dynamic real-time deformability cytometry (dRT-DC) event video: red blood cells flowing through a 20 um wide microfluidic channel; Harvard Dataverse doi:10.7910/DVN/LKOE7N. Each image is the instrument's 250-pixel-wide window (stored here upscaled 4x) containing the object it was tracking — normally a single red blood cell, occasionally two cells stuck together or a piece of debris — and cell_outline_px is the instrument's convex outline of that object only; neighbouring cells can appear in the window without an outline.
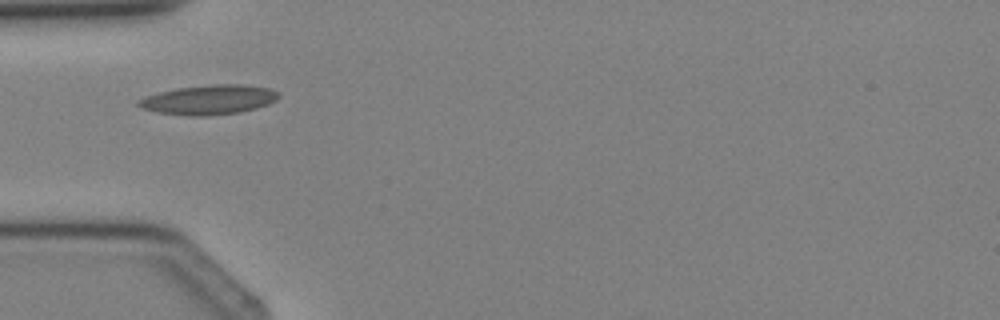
{"species": "Egyptian fruit bat (a non-hibernating species)", "species_latin": "Rousettus aegyptiacus", "temperature_condition": "cold", "stored_images_in_passage": 3, "camera_frame_rate_fps": 3000, "um_per_image_px": 0.085, "animal": {"sex": "female"}, "frame": {"image": 1, "passage_image": 3, "time_ms": 2.667, "image_size_px": [1000, 320], "cell_outline_px": [[280, 96], [276, 100], [268, 104], [256, 108], [240, 112], [204, 116], [184, 116], [156, 112], [140, 108], [136, 104], [136, 100], [144, 96], [176, 88], [212, 84], [244, 84], [272, 88], [280, 92]], "centroid_in_image_um": [17.75, 8.47], "position_along_channel_um": 67.3, "area_um2": 24.57}}